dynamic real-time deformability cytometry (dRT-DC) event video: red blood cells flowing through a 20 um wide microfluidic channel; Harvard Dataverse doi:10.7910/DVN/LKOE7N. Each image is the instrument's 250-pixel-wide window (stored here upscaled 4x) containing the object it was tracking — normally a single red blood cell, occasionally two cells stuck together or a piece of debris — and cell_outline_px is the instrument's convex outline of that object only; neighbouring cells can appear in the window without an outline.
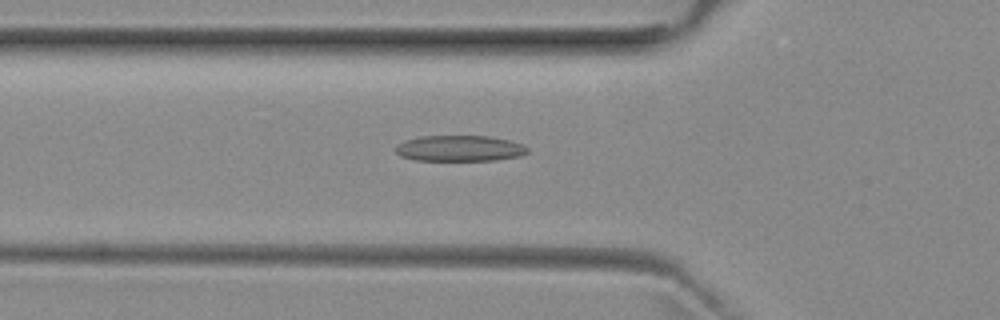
{"species": "common noctule bat (a hibernating species)", "species_latin": "Nyctalus noctula", "temperature_condition": "room temperature", "stored_images_in_passage": 52, "camera_frame_rate_fps": 3000, "um_per_image_px": 0.085, "animal": {"sex": "female", "body_mass_g": 29.2, "forearm_length_mm": 56.3}, "frame": {"image": 1, "passage_image": 18, "time_ms": 5.667, "image_size_px": [1000, 320], "cell_outline_px": [[528, 152], [520, 156], [496, 160], [416, 160], [400, 156], [396, 152], [396, 148], [404, 140], [420, 136], [488, 136], [508, 140], [524, 144], [528, 148]], "centroid_in_image_um": [39.09, 12.61], "position_along_channel_um": 86.7, "area_um2": 19.83}}
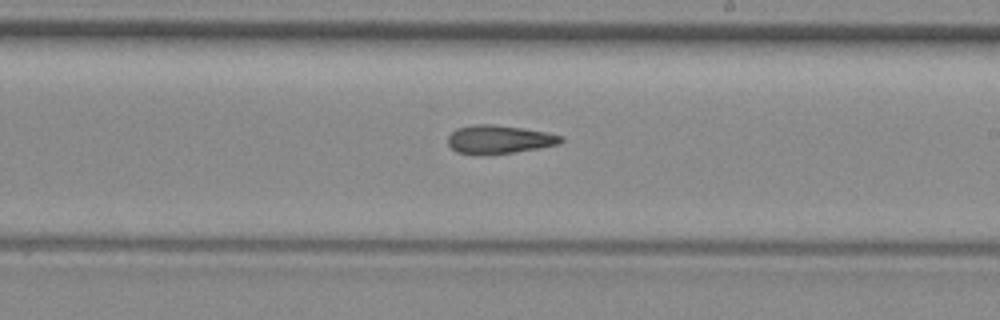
{"frame": {"image": 2, "passage_image": 30, "time_ms": 9.667, "image_size_px": [1000, 320], "cell_outline_px": [[564, 140], [560, 144], [540, 148], [512, 152], [476, 156], [456, 152], [448, 144], [448, 136], [456, 128], [472, 124], [492, 124], [524, 128], [548, 132], [564, 136]], "centroid_in_image_um": [42.43, 11.85], "position_along_channel_um": 246.6, "area_um2": 19.13}}
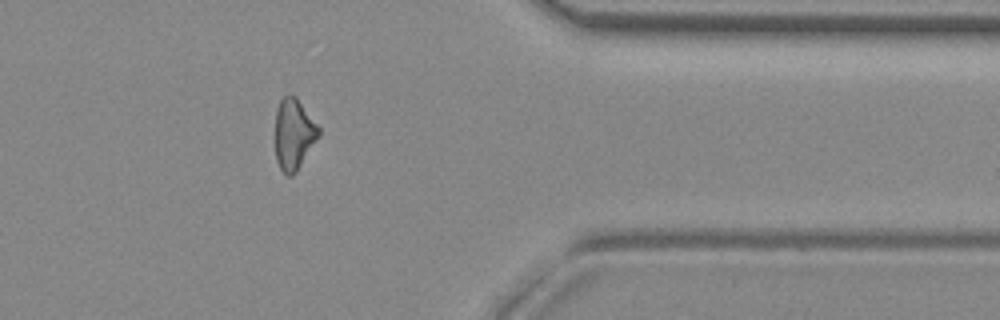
{"frame": {"image": 3, "passage_image": 42, "time_ms": 13.667, "image_size_px": [1000, 320], "cell_outline_px": [[320, 132], [296, 172], [292, 176], [288, 176], [280, 168], [276, 160], [276, 108], [280, 100], [284, 96], [296, 96], [320, 128]], "centroid_in_image_um": [24.95, 11.39], "position_along_channel_um": 386.4, "area_um2": 17.57}, "authors_computed_cell_mechanics": {"area_um2": 19.2474, "velocity_mm_per_s": 3.9833, "shape_relaxation_time_tau1_ms": null, "shape_relaxation_time_tau2_ms": 8.7571, "deformation_change_tau1": null, "deformation_change_tau2": 0.2249}}